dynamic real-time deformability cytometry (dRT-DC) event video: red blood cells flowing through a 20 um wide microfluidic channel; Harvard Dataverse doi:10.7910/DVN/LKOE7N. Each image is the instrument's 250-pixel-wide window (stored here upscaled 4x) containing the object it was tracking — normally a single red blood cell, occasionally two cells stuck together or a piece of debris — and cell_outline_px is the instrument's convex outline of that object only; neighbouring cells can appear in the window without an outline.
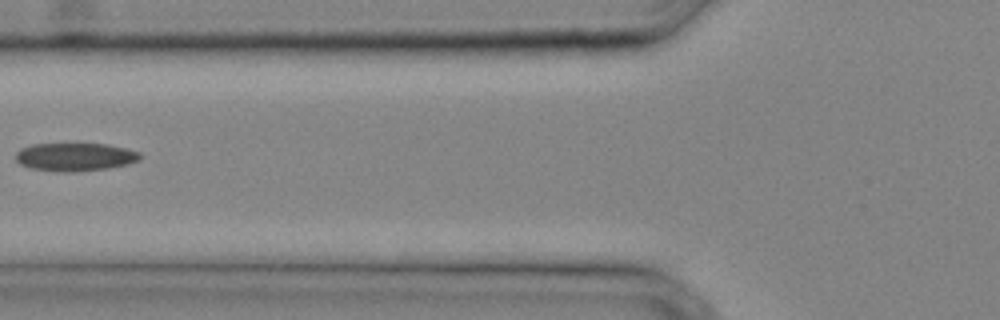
{"species": "common noctule bat (a hibernating species)", "species_latin": "Nyctalus noctula", "temperature_condition": "cold", "stored_images_in_passage": 26, "camera_frame_rate_fps": 3000, "um_per_image_px": 0.085, "animal": {"sex": "male", "body_mass_g": 20.4}, "frame": {"image": 1, "passage_image": 8, "time_ms": 2.333, "image_size_px": [1000, 320], "cell_outline_px": [[140, 160], [128, 164], [108, 168], [72, 172], [60, 172], [32, 168], [20, 164], [16, 160], [16, 152], [20, 148], [32, 144], [108, 144], [128, 148], [140, 152]], "centroid_in_image_um": [6.4, 13.33], "position_along_channel_um": 119.4, "area_um2": 20.46}}